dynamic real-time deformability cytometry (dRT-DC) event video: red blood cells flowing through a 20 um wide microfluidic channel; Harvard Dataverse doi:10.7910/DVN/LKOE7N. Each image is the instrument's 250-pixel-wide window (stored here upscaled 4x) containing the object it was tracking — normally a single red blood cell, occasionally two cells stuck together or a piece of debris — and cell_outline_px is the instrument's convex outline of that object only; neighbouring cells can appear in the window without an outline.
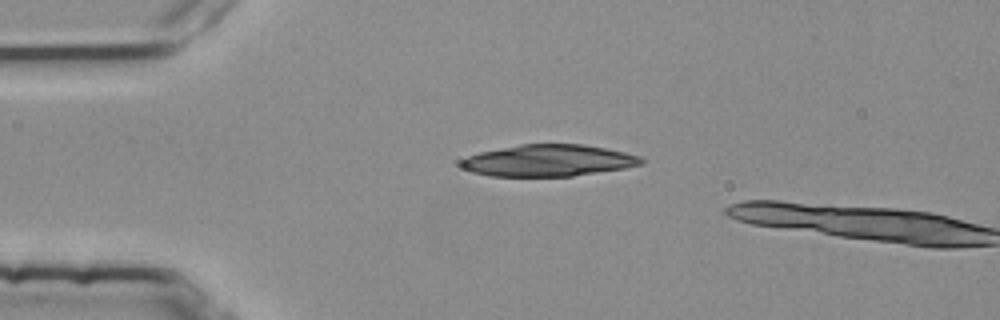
{"species": "common noctule bat (a hibernating species)", "species_latin": "Nyctalus noctula", "temperature_condition": "room temperature", "stored_images_in_passage": 2, "camera_frame_rate_fps": 3000, "um_per_image_px": 0.085, "animal": {"sex": "female", "body_mass_g": 25.1}, "frame": {"image": 1, "passage_image": 1, "time_ms": 0.0, "image_size_px": [1000, 320], "cell_outline_px": [[644, 164], [624, 168], [572, 176], [488, 176], [472, 172], [464, 168], [460, 164], [460, 160], [468, 156], [480, 152], [520, 144], [584, 144], [624, 152], [640, 156], [644, 160]], "centroid_in_image_um": [46.61, 13.64], "position_along_channel_um": 38.4, "area_um2": 33.18}}